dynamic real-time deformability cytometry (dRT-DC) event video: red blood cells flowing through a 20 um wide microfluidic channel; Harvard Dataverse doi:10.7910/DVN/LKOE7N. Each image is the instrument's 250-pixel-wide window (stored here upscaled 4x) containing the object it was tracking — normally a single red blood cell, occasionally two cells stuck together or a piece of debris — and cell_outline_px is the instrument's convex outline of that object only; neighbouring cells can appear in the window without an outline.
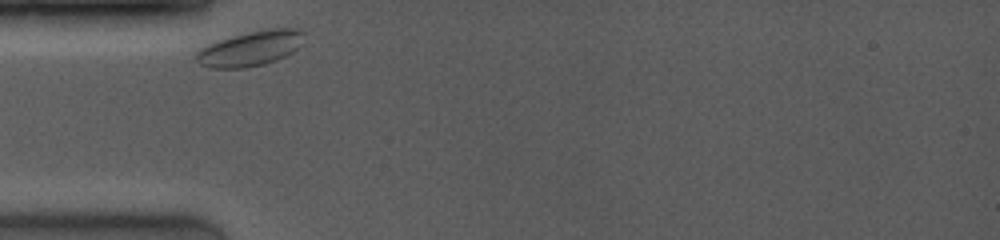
{"species": "common noctule bat (a hibernating species)", "species_latin": "Nyctalus noctula", "temperature_condition": "room temperature", "stored_images_in_passage": 25, "camera_frame_rate_fps": 4000, "um_per_image_px": 0.085, "animal": {"sex": "female", "body_mass_g": 19.0, "forearm_length_mm": 53.3}, "frame": {"image": 1, "passage_image": 1, "time_ms": 0.0, "image_size_px": [1000, 240], "cell_outline_px": [[304, 32], [296, 48], [292, 52], [276, 60], [264, 64], [244, 68], [208, 68], [200, 64], [192, 56], [196, 48], [232, 36], [268, 28], [296, 28]], "centroid_in_image_um": [21.17, 4.13], "position_along_channel_um": 63.8, "area_um2": 21.96}}
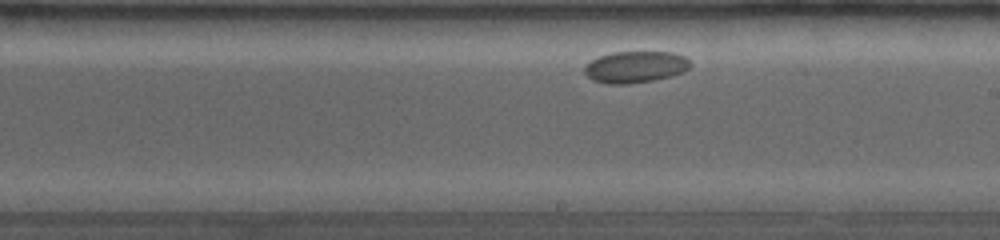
{"frame": {"image": 2, "passage_image": 14, "time_ms": 5.25, "image_size_px": [1000, 240], "cell_outline_px": [[692, 64], [684, 72], [652, 80], [628, 84], [608, 84], [592, 80], [584, 72], [584, 68], [592, 60], [600, 56], [612, 52], [672, 52], [684, 56]], "centroid_in_image_um": [54.0, 5.69], "position_along_channel_um": 235.0, "area_um2": 19.31}}
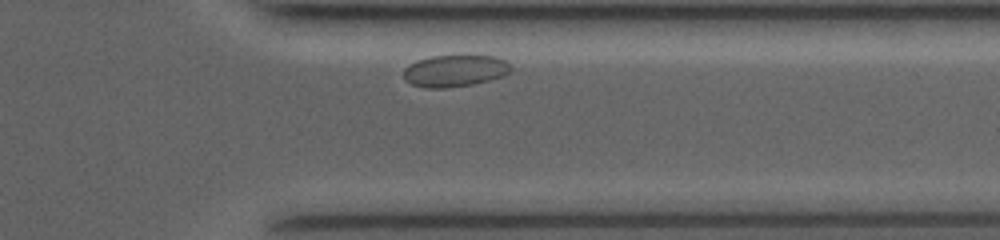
{"frame": {"image": 3, "passage_image": 23, "time_ms": 9.25, "image_size_px": [1000, 240], "cell_outline_px": [[512, 68], [504, 76], [472, 84], [444, 88], [424, 88], [412, 84], [404, 80], [404, 68], [408, 64], [416, 60], [432, 56], [496, 56], [508, 60], [512, 64]], "centroid_in_image_um": [38.67, 6.01], "position_along_channel_um": 372.7, "area_um2": 20.06}}